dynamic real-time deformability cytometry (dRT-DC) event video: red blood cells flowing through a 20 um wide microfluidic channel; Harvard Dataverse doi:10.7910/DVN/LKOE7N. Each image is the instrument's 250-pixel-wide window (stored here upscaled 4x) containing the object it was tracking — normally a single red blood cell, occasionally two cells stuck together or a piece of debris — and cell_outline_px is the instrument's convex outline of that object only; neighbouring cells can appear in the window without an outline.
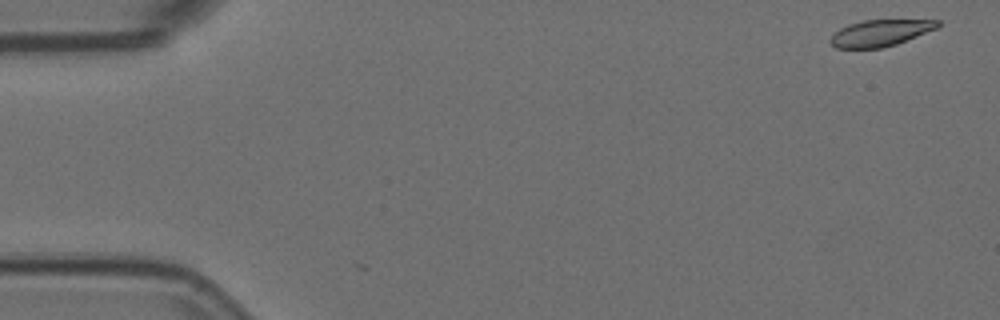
{"species": "Egyptian fruit bat (a non-hibernating species)", "species_latin": "Rousettus aegyptiacus", "temperature_condition": "room temperature", "stored_images_in_passage": 6, "segment_of_instrument_passage": [2, 2], "camera_frame_rate_fps": 3000, "um_per_image_px": 0.085, "animal": {"sex": "female"}, "frame": {"image": 1, "passage_image": 6, "time_ms": 1.667, "image_size_px": [1000, 320], "cell_outline_px": [[940, 24], [936, 28], [896, 44], [880, 48], [836, 48], [828, 40], [840, 28], [848, 24], [864, 20], [940, 20]], "centroid_in_image_um": [74.79, 2.8], "position_along_channel_um": 10.2, "area_um2": 16.3}}